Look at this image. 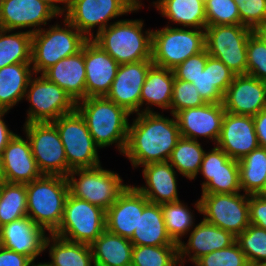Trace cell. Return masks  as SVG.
I'll return each instance as SVG.
<instances>
[{"label": "cell", "mask_w": 266, "mask_h": 266, "mask_svg": "<svg viewBox=\"0 0 266 266\" xmlns=\"http://www.w3.org/2000/svg\"><path fill=\"white\" fill-rule=\"evenodd\" d=\"M158 112L136 113L129 124L127 145L122 156H126L133 168L148 163L168 161L181 138L176 118L164 117Z\"/></svg>", "instance_id": "cell-1"}, {"label": "cell", "mask_w": 266, "mask_h": 266, "mask_svg": "<svg viewBox=\"0 0 266 266\" xmlns=\"http://www.w3.org/2000/svg\"><path fill=\"white\" fill-rule=\"evenodd\" d=\"M76 110L84 118L96 145L101 148L116 145L124 154L131 114L106 96L88 97L76 102Z\"/></svg>", "instance_id": "cell-2"}, {"label": "cell", "mask_w": 266, "mask_h": 266, "mask_svg": "<svg viewBox=\"0 0 266 266\" xmlns=\"http://www.w3.org/2000/svg\"><path fill=\"white\" fill-rule=\"evenodd\" d=\"M144 20L119 19L95 34L92 40L119 65L151 60L152 30H143Z\"/></svg>", "instance_id": "cell-3"}, {"label": "cell", "mask_w": 266, "mask_h": 266, "mask_svg": "<svg viewBox=\"0 0 266 266\" xmlns=\"http://www.w3.org/2000/svg\"><path fill=\"white\" fill-rule=\"evenodd\" d=\"M27 217L48 234L61 224L64 206L69 194L67 177L42 175L26 184Z\"/></svg>", "instance_id": "cell-4"}, {"label": "cell", "mask_w": 266, "mask_h": 266, "mask_svg": "<svg viewBox=\"0 0 266 266\" xmlns=\"http://www.w3.org/2000/svg\"><path fill=\"white\" fill-rule=\"evenodd\" d=\"M62 24L50 25L32 34L31 65L34 74H43L59 60L82 50L89 40L65 17Z\"/></svg>", "instance_id": "cell-5"}, {"label": "cell", "mask_w": 266, "mask_h": 266, "mask_svg": "<svg viewBox=\"0 0 266 266\" xmlns=\"http://www.w3.org/2000/svg\"><path fill=\"white\" fill-rule=\"evenodd\" d=\"M205 49V29L166 25L152 30L153 65L175 69L190 56Z\"/></svg>", "instance_id": "cell-6"}, {"label": "cell", "mask_w": 266, "mask_h": 266, "mask_svg": "<svg viewBox=\"0 0 266 266\" xmlns=\"http://www.w3.org/2000/svg\"><path fill=\"white\" fill-rule=\"evenodd\" d=\"M139 0H68L65 17L88 39L95 36L93 28L98 27L96 34L107 28L114 19L127 13H135L143 6ZM114 22H110L112 20Z\"/></svg>", "instance_id": "cell-7"}, {"label": "cell", "mask_w": 266, "mask_h": 266, "mask_svg": "<svg viewBox=\"0 0 266 266\" xmlns=\"http://www.w3.org/2000/svg\"><path fill=\"white\" fill-rule=\"evenodd\" d=\"M67 180L71 195L105 211L129 185L123 183L124 180L118 173L104 169L102 165L71 170L67 175Z\"/></svg>", "instance_id": "cell-8"}, {"label": "cell", "mask_w": 266, "mask_h": 266, "mask_svg": "<svg viewBox=\"0 0 266 266\" xmlns=\"http://www.w3.org/2000/svg\"><path fill=\"white\" fill-rule=\"evenodd\" d=\"M63 143L67 175L71 170L100 166L99 147L92 138L84 118L75 110L52 122Z\"/></svg>", "instance_id": "cell-9"}, {"label": "cell", "mask_w": 266, "mask_h": 266, "mask_svg": "<svg viewBox=\"0 0 266 266\" xmlns=\"http://www.w3.org/2000/svg\"><path fill=\"white\" fill-rule=\"evenodd\" d=\"M194 207L203 219L235 237L249 225V195L240 193H201Z\"/></svg>", "instance_id": "cell-10"}, {"label": "cell", "mask_w": 266, "mask_h": 266, "mask_svg": "<svg viewBox=\"0 0 266 266\" xmlns=\"http://www.w3.org/2000/svg\"><path fill=\"white\" fill-rule=\"evenodd\" d=\"M105 217V210L69 193L61 224L53 234L91 245L106 230Z\"/></svg>", "instance_id": "cell-11"}, {"label": "cell", "mask_w": 266, "mask_h": 266, "mask_svg": "<svg viewBox=\"0 0 266 266\" xmlns=\"http://www.w3.org/2000/svg\"><path fill=\"white\" fill-rule=\"evenodd\" d=\"M24 99L30 103L24 124L53 122L76 110V102L71 96L43 74L31 77Z\"/></svg>", "instance_id": "cell-12"}, {"label": "cell", "mask_w": 266, "mask_h": 266, "mask_svg": "<svg viewBox=\"0 0 266 266\" xmlns=\"http://www.w3.org/2000/svg\"><path fill=\"white\" fill-rule=\"evenodd\" d=\"M252 33V29L240 24L206 26L205 48L235 75H246L247 42Z\"/></svg>", "instance_id": "cell-13"}, {"label": "cell", "mask_w": 266, "mask_h": 266, "mask_svg": "<svg viewBox=\"0 0 266 266\" xmlns=\"http://www.w3.org/2000/svg\"><path fill=\"white\" fill-rule=\"evenodd\" d=\"M33 157L42 175L67 177V160L59 132L52 122L23 125Z\"/></svg>", "instance_id": "cell-14"}, {"label": "cell", "mask_w": 266, "mask_h": 266, "mask_svg": "<svg viewBox=\"0 0 266 266\" xmlns=\"http://www.w3.org/2000/svg\"><path fill=\"white\" fill-rule=\"evenodd\" d=\"M199 173L204 177L202 193L232 194L242 191L238 160L231 159L216 145L205 151Z\"/></svg>", "instance_id": "cell-15"}, {"label": "cell", "mask_w": 266, "mask_h": 266, "mask_svg": "<svg viewBox=\"0 0 266 266\" xmlns=\"http://www.w3.org/2000/svg\"><path fill=\"white\" fill-rule=\"evenodd\" d=\"M60 17L49 5L41 0H2L0 28L29 33L41 30L52 19Z\"/></svg>", "instance_id": "cell-16"}, {"label": "cell", "mask_w": 266, "mask_h": 266, "mask_svg": "<svg viewBox=\"0 0 266 266\" xmlns=\"http://www.w3.org/2000/svg\"><path fill=\"white\" fill-rule=\"evenodd\" d=\"M225 112L223 103H206L178 111L174 116L181 137L196 141L204 137L216 145Z\"/></svg>", "instance_id": "cell-17"}, {"label": "cell", "mask_w": 266, "mask_h": 266, "mask_svg": "<svg viewBox=\"0 0 266 266\" xmlns=\"http://www.w3.org/2000/svg\"><path fill=\"white\" fill-rule=\"evenodd\" d=\"M152 60L119 65L111 89L106 97L130 114L140 113V94Z\"/></svg>", "instance_id": "cell-18"}, {"label": "cell", "mask_w": 266, "mask_h": 266, "mask_svg": "<svg viewBox=\"0 0 266 266\" xmlns=\"http://www.w3.org/2000/svg\"><path fill=\"white\" fill-rule=\"evenodd\" d=\"M228 113L255 116L266 105V82L250 75H235L223 99Z\"/></svg>", "instance_id": "cell-19"}, {"label": "cell", "mask_w": 266, "mask_h": 266, "mask_svg": "<svg viewBox=\"0 0 266 266\" xmlns=\"http://www.w3.org/2000/svg\"><path fill=\"white\" fill-rule=\"evenodd\" d=\"M216 146L235 160H240L258 148L253 116L225 112Z\"/></svg>", "instance_id": "cell-20"}, {"label": "cell", "mask_w": 266, "mask_h": 266, "mask_svg": "<svg viewBox=\"0 0 266 266\" xmlns=\"http://www.w3.org/2000/svg\"><path fill=\"white\" fill-rule=\"evenodd\" d=\"M149 200L134 186L128 185L106 210V230L130 239L138 226L139 214Z\"/></svg>", "instance_id": "cell-21"}, {"label": "cell", "mask_w": 266, "mask_h": 266, "mask_svg": "<svg viewBox=\"0 0 266 266\" xmlns=\"http://www.w3.org/2000/svg\"><path fill=\"white\" fill-rule=\"evenodd\" d=\"M187 243L178 244L179 263L184 266L187 260L192 264L201 256L229 247L236 237L229 231L221 229L204 219L188 233Z\"/></svg>", "instance_id": "cell-22"}, {"label": "cell", "mask_w": 266, "mask_h": 266, "mask_svg": "<svg viewBox=\"0 0 266 266\" xmlns=\"http://www.w3.org/2000/svg\"><path fill=\"white\" fill-rule=\"evenodd\" d=\"M86 98L106 96L117 74L119 64L97 43L84 44Z\"/></svg>", "instance_id": "cell-23"}, {"label": "cell", "mask_w": 266, "mask_h": 266, "mask_svg": "<svg viewBox=\"0 0 266 266\" xmlns=\"http://www.w3.org/2000/svg\"><path fill=\"white\" fill-rule=\"evenodd\" d=\"M1 156L4 182L27 184L42 176L27 136L15 134Z\"/></svg>", "instance_id": "cell-24"}, {"label": "cell", "mask_w": 266, "mask_h": 266, "mask_svg": "<svg viewBox=\"0 0 266 266\" xmlns=\"http://www.w3.org/2000/svg\"><path fill=\"white\" fill-rule=\"evenodd\" d=\"M48 235L26 216L0 227V245L23 254L34 262L45 251Z\"/></svg>", "instance_id": "cell-25"}, {"label": "cell", "mask_w": 266, "mask_h": 266, "mask_svg": "<svg viewBox=\"0 0 266 266\" xmlns=\"http://www.w3.org/2000/svg\"><path fill=\"white\" fill-rule=\"evenodd\" d=\"M145 185L135 186L151 203L163 204L180 201L177 171L168 162H154L142 166Z\"/></svg>", "instance_id": "cell-26"}, {"label": "cell", "mask_w": 266, "mask_h": 266, "mask_svg": "<svg viewBox=\"0 0 266 266\" xmlns=\"http://www.w3.org/2000/svg\"><path fill=\"white\" fill-rule=\"evenodd\" d=\"M84 46L78 53L59 60L48 68L43 75L65 90L71 98L78 102L86 98V72Z\"/></svg>", "instance_id": "cell-27"}, {"label": "cell", "mask_w": 266, "mask_h": 266, "mask_svg": "<svg viewBox=\"0 0 266 266\" xmlns=\"http://www.w3.org/2000/svg\"><path fill=\"white\" fill-rule=\"evenodd\" d=\"M174 81L173 70L152 65L141 89L140 113L153 112L152 106L170 111ZM144 104L146 107L142 108Z\"/></svg>", "instance_id": "cell-28"}, {"label": "cell", "mask_w": 266, "mask_h": 266, "mask_svg": "<svg viewBox=\"0 0 266 266\" xmlns=\"http://www.w3.org/2000/svg\"><path fill=\"white\" fill-rule=\"evenodd\" d=\"M129 240L133 246L177 245L166 231L161 205L151 202L139 214L138 226Z\"/></svg>", "instance_id": "cell-29"}, {"label": "cell", "mask_w": 266, "mask_h": 266, "mask_svg": "<svg viewBox=\"0 0 266 266\" xmlns=\"http://www.w3.org/2000/svg\"><path fill=\"white\" fill-rule=\"evenodd\" d=\"M163 17L169 19L167 23L186 28L205 29L207 26L205 0H156L153 1Z\"/></svg>", "instance_id": "cell-30"}, {"label": "cell", "mask_w": 266, "mask_h": 266, "mask_svg": "<svg viewBox=\"0 0 266 266\" xmlns=\"http://www.w3.org/2000/svg\"><path fill=\"white\" fill-rule=\"evenodd\" d=\"M31 63H16L0 69V110H7L25 98L31 77Z\"/></svg>", "instance_id": "cell-31"}, {"label": "cell", "mask_w": 266, "mask_h": 266, "mask_svg": "<svg viewBox=\"0 0 266 266\" xmlns=\"http://www.w3.org/2000/svg\"><path fill=\"white\" fill-rule=\"evenodd\" d=\"M49 250L50 262L44 266H95L90 245L72 242L55 234H49L44 250Z\"/></svg>", "instance_id": "cell-32"}, {"label": "cell", "mask_w": 266, "mask_h": 266, "mask_svg": "<svg viewBox=\"0 0 266 266\" xmlns=\"http://www.w3.org/2000/svg\"><path fill=\"white\" fill-rule=\"evenodd\" d=\"M90 247L95 265L131 266L133 244L128 238L105 230Z\"/></svg>", "instance_id": "cell-33"}, {"label": "cell", "mask_w": 266, "mask_h": 266, "mask_svg": "<svg viewBox=\"0 0 266 266\" xmlns=\"http://www.w3.org/2000/svg\"><path fill=\"white\" fill-rule=\"evenodd\" d=\"M31 48L32 33L0 28V69L16 63H31Z\"/></svg>", "instance_id": "cell-34"}, {"label": "cell", "mask_w": 266, "mask_h": 266, "mask_svg": "<svg viewBox=\"0 0 266 266\" xmlns=\"http://www.w3.org/2000/svg\"><path fill=\"white\" fill-rule=\"evenodd\" d=\"M202 143L181 137L173 149L168 162L183 177L190 181L199 174L205 150Z\"/></svg>", "instance_id": "cell-35"}, {"label": "cell", "mask_w": 266, "mask_h": 266, "mask_svg": "<svg viewBox=\"0 0 266 266\" xmlns=\"http://www.w3.org/2000/svg\"><path fill=\"white\" fill-rule=\"evenodd\" d=\"M240 186L244 194H257L266 179V148L258 147L238 160Z\"/></svg>", "instance_id": "cell-36"}, {"label": "cell", "mask_w": 266, "mask_h": 266, "mask_svg": "<svg viewBox=\"0 0 266 266\" xmlns=\"http://www.w3.org/2000/svg\"><path fill=\"white\" fill-rule=\"evenodd\" d=\"M27 216L26 184H0V227Z\"/></svg>", "instance_id": "cell-37"}, {"label": "cell", "mask_w": 266, "mask_h": 266, "mask_svg": "<svg viewBox=\"0 0 266 266\" xmlns=\"http://www.w3.org/2000/svg\"><path fill=\"white\" fill-rule=\"evenodd\" d=\"M166 231L171 240L177 245L182 242V237L187 236L196 224L194 213L182 201L161 204Z\"/></svg>", "instance_id": "cell-38"}, {"label": "cell", "mask_w": 266, "mask_h": 266, "mask_svg": "<svg viewBox=\"0 0 266 266\" xmlns=\"http://www.w3.org/2000/svg\"><path fill=\"white\" fill-rule=\"evenodd\" d=\"M178 245L133 246L131 266H179Z\"/></svg>", "instance_id": "cell-39"}, {"label": "cell", "mask_w": 266, "mask_h": 266, "mask_svg": "<svg viewBox=\"0 0 266 266\" xmlns=\"http://www.w3.org/2000/svg\"><path fill=\"white\" fill-rule=\"evenodd\" d=\"M250 266L266 262V230L250 224L236 237Z\"/></svg>", "instance_id": "cell-40"}, {"label": "cell", "mask_w": 266, "mask_h": 266, "mask_svg": "<svg viewBox=\"0 0 266 266\" xmlns=\"http://www.w3.org/2000/svg\"><path fill=\"white\" fill-rule=\"evenodd\" d=\"M207 26L240 24V15L234 0H205Z\"/></svg>", "instance_id": "cell-41"}, {"label": "cell", "mask_w": 266, "mask_h": 266, "mask_svg": "<svg viewBox=\"0 0 266 266\" xmlns=\"http://www.w3.org/2000/svg\"><path fill=\"white\" fill-rule=\"evenodd\" d=\"M193 264L194 266H250L237 241L229 247L201 256Z\"/></svg>", "instance_id": "cell-42"}, {"label": "cell", "mask_w": 266, "mask_h": 266, "mask_svg": "<svg viewBox=\"0 0 266 266\" xmlns=\"http://www.w3.org/2000/svg\"><path fill=\"white\" fill-rule=\"evenodd\" d=\"M206 104L193 83L176 79L173 84L170 114L186 108L199 107Z\"/></svg>", "instance_id": "cell-43"}, {"label": "cell", "mask_w": 266, "mask_h": 266, "mask_svg": "<svg viewBox=\"0 0 266 266\" xmlns=\"http://www.w3.org/2000/svg\"><path fill=\"white\" fill-rule=\"evenodd\" d=\"M247 75L266 82V47L254 33L247 42Z\"/></svg>", "instance_id": "cell-44"}, {"label": "cell", "mask_w": 266, "mask_h": 266, "mask_svg": "<svg viewBox=\"0 0 266 266\" xmlns=\"http://www.w3.org/2000/svg\"><path fill=\"white\" fill-rule=\"evenodd\" d=\"M240 15V25L252 30L266 24V0H234Z\"/></svg>", "instance_id": "cell-45"}, {"label": "cell", "mask_w": 266, "mask_h": 266, "mask_svg": "<svg viewBox=\"0 0 266 266\" xmlns=\"http://www.w3.org/2000/svg\"><path fill=\"white\" fill-rule=\"evenodd\" d=\"M193 85L206 103H223L224 95L212 84L211 56L208 52L205 68L193 81Z\"/></svg>", "instance_id": "cell-46"}, {"label": "cell", "mask_w": 266, "mask_h": 266, "mask_svg": "<svg viewBox=\"0 0 266 266\" xmlns=\"http://www.w3.org/2000/svg\"><path fill=\"white\" fill-rule=\"evenodd\" d=\"M206 62L207 50L205 48L202 52L190 56L175 69H173L174 76L176 79L193 83V81L204 70Z\"/></svg>", "instance_id": "cell-47"}, {"label": "cell", "mask_w": 266, "mask_h": 266, "mask_svg": "<svg viewBox=\"0 0 266 266\" xmlns=\"http://www.w3.org/2000/svg\"><path fill=\"white\" fill-rule=\"evenodd\" d=\"M235 74L219 59L211 56L212 84L224 95Z\"/></svg>", "instance_id": "cell-48"}, {"label": "cell", "mask_w": 266, "mask_h": 266, "mask_svg": "<svg viewBox=\"0 0 266 266\" xmlns=\"http://www.w3.org/2000/svg\"><path fill=\"white\" fill-rule=\"evenodd\" d=\"M249 219L250 224L266 230V198L249 195Z\"/></svg>", "instance_id": "cell-49"}, {"label": "cell", "mask_w": 266, "mask_h": 266, "mask_svg": "<svg viewBox=\"0 0 266 266\" xmlns=\"http://www.w3.org/2000/svg\"><path fill=\"white\" fill-rule=\"evenodd\" d=\"M29 257L0 245V266H35Z\"/></svg>", "instance_id": "cell-50"}, {"label": "cell", "mask_w": 266, "mask_h": 266, "mask_svg": "<svg viewBox=\"0 0 266 266\" xmlns=\"http://www.w3.org/2000/svg\"><path fill=\"white\" fill-rule=\"evenodd\" d=\"M253 119L259 146L266 148V109L253 116Z\"/></svg>", "instance_id": "cell-51"}, {"label": "cell", "mask_w": 266, "mask_h": 266, "mask_svg": "<svg viewBox=\"0 0 266 266\" xmlns=\"http://www.w3.org/2000/svg\"><path fill=\"white\" fill-rule=\"evenodd\" d=\"M9 111L0 110V154H2L3 149L8 145L9 141L14 137V133L4 121L3 117L7 115Z\"/></svg>", "instance_id": "cell-52"}, {"label": "cell", "mask_w": 266, "mask_h": 266, "mask_svg": "<svg viewBox=\"0 0 266 266\" xmlns=\"http://www.w3.org/2000/svg\"><path fill=\"white\" fill-rule=\"evenodd\" d=\"M41 1L49 5L59 16L65 15L67 12L68 0H41ZM58 4H61L62 7Z\"/></svg>", "instance_id": "cell-53"}, {"label": "cell", "mask_w": 266, "mask_h": 266, "mask_svg": "<svg viewBox=\"0 0 266 266\" xmlns=\"http://www.w3.org/2000/svg\"><path fill=\"white\" fill-rule=\"evenodd\" d=\"M253 33L264 43L266 47V24L258 29L253 30Z\"/></svg>", "instance_id": "cell-54"}, {"label": "cell", "mask_w": 266, "mask_h": 266, "mask_svg": "<svg viewBox=\"0 0 266 266\" xmlns=\"http://www.w3.org/2000/svg\"><path fill=\"white\" fill-rule=\"evenodd\" d=\"M257 195L266 198V179L264 181L262 189L257 193Z\"/></svg>", "instance_id": "cell-55"}, {"label": "cell", "mask_w": 266, "mask_h": 266, "mask_svg": "<svg viewBox=\"0 0 266 266\" xmlns=\"http://www.w3.org/2000/svg\"><path fill=\"white\" fill-rule=\"evenodd\" d=\"M4 182L3 166H2V156L0 154V184Z\"/></svg>", "instance_id": "cell-56"}, {"label": "cell", "mask_w": 266, "mask_h": 266, "mask_svg": "<svg viewBox=\"0 0 266 266\" xmlns=\"http://www.w3.org/2000/svg\"><path fill=\"white\" fill-rule=\"evenodd\" d=\"M35 266H44L42 263H36Z\"/></svg>", "instance_id": "cell-57"}, {"label": "cell", "mask_w": 266, "mask_h": 266, "mask_svg": "<svg viewBox=\"0 0 266 266\" xmlns=\"http://www.w3.org/2000/svg\"><path fill=\"white\" fill-rule=\"evenodd\" d=\"M259 266H266V262L260 264Z\"/></svg>", "instance_id": "cell-58"}]
</instances>
